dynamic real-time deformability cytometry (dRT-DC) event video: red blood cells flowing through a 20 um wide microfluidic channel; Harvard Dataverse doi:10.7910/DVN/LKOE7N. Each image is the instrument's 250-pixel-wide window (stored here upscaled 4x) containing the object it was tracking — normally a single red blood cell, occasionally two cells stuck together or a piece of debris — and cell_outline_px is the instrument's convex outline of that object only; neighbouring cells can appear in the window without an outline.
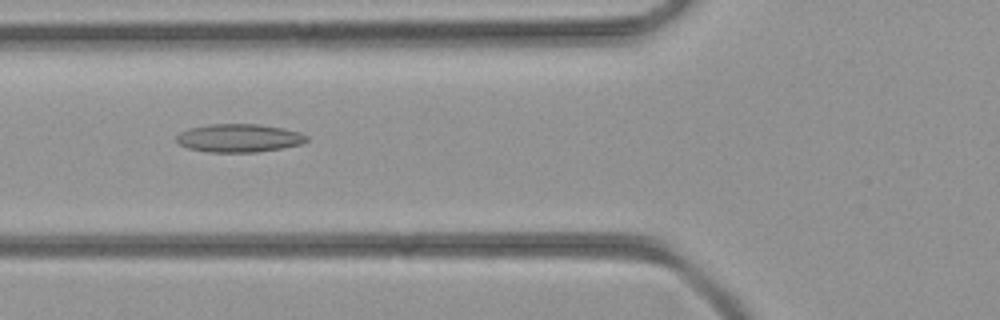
{"species": "common noctule bat (a hibernating species)", "species_latin": "Nyctalus noctula", "temperature_condition": "room temperature", "stored_images_in_passage": 34, "camera_frame_rate_fps": 3000, "um_per_image_px": 0.085, "animal": {"sex": "female", "body_mass_g": 21.9}, "frame": {"image": 1, "passage_image": 8, "time_ms": 2.333, "image_size_px": [1000, 320], "cell_outline_px": [[308, 140], [300, 144], [280, 148], [256, 152], [208, 152], [188, 148], [180, 144], [176, 140], [176, 136], [180, 132], [188, 128], [212, 124], [260, 124], [284, 128], [300, 132], [308, 136]], "centroid_in_image_um": [20.31, 11.73], "position_along_channel_um": 105.5, "area_um2": 21.39}}
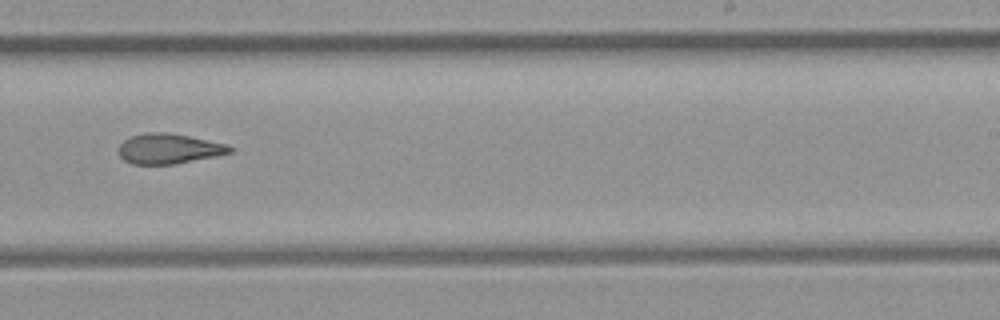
{"frame": {"image": 2, "passage_image": 19, "time_ms": 6.0, "image_size_px": [1000, 320], "cell_outline_px": [[232, 152], [216, 156], [176, 164], [132, 164], [124, 160], [120, 156], [120, 144], [124, 140], [132, 136], [148, 132], [168, 132], [228, 144], [232, 148]], "centroid_in_image_um": [14.37, 12.64], "position_along_channel_um": 274.6, "area_um2": 19.42}}
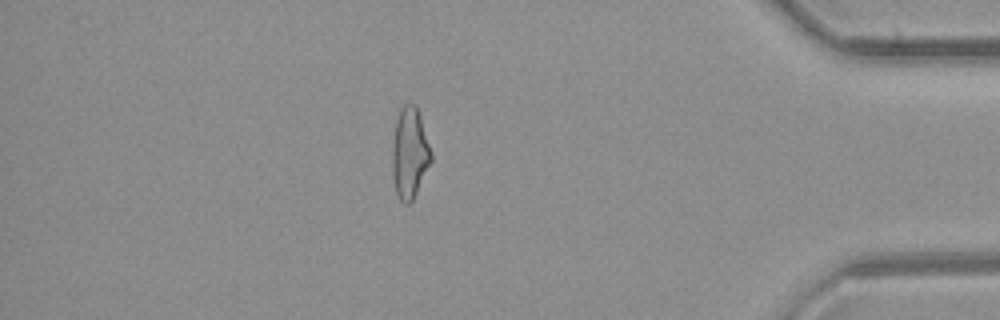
{"frame": {"image": 3, "passage_image": 30, "time_ms": 9.667, "image_size_px": [1000, 320], "cell_outline_px": [[432, 160], [412, 200], [408, 204], [404, 204], [400, 200], [396, 192], [392, 176], [392, 144], [396, 120], [400, 108], [404, 104], [416, 104], [432, 152]], "centroid_in_image_um": [34.81, 13.0], "position_along_channel_um": 400.4, "area_um2": 20.58}}